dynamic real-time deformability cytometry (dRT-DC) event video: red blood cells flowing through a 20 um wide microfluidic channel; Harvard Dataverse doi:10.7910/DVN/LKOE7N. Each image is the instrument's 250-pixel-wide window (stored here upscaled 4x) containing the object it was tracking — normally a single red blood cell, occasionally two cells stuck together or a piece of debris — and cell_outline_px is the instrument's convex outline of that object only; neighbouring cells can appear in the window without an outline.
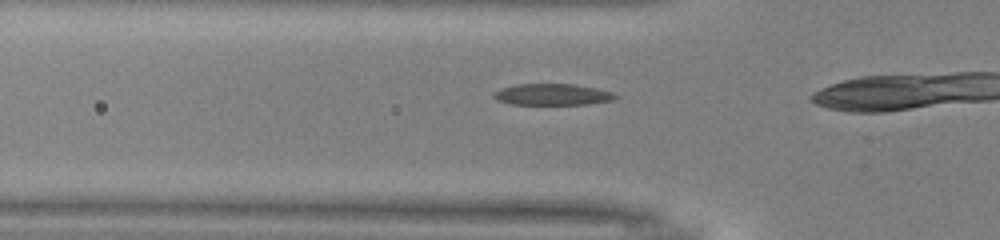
{"species": "common noctule bat (a hibernating species)", "species_latin": "Nyctalus noctula", "temperature_condition": "warm", "stored_images_in_passage": 7, "camera_frame_rate_fps": 3000, "um_per_image_px": 0.085, "animal": {"sex": "male", "body_mass_g": 13.0, "forearm_length_mm": 53.1}, "frame": {"image": 1, "passage_image": 3, "time_ms": 0.667, "image_size_px": [1000, 240], "cell_outline_px": [[620, 96], [612, 100], [588, 104], [512, 104], [496, 100], [492, 96], [492, 92], [500, 88], [516, 84], [572, 84], [596, 88], [612, 92]], "centroid_in_image_um": [46.92, 8.03], "position_along_channel_um": 78.9, "area_um2": 15.2}}
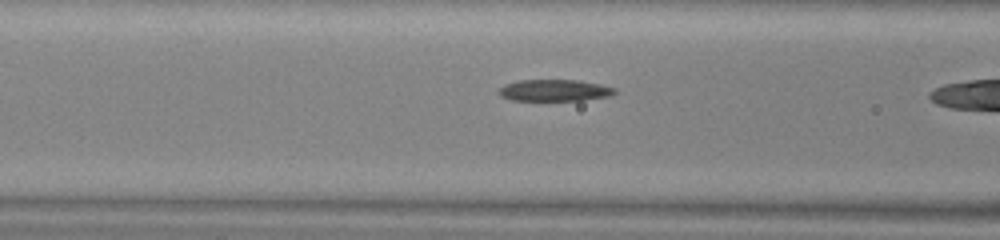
{"frame": {"image": 2, "passage_image": 6, "time_ms": 1.667, "image_size_px": [1000, 240], "cell_outline_px": [[616, 92], [612, 96], [584, 100], [512, 100], [500, 96], [500, 88], [504, 84], [520, 80], [576, 80], [600, 84], [616, 88]], "centroid_in_image_um": [47.17, 7.68], "position_along_channel_um": 119.4, "area_um2": 14.57}}